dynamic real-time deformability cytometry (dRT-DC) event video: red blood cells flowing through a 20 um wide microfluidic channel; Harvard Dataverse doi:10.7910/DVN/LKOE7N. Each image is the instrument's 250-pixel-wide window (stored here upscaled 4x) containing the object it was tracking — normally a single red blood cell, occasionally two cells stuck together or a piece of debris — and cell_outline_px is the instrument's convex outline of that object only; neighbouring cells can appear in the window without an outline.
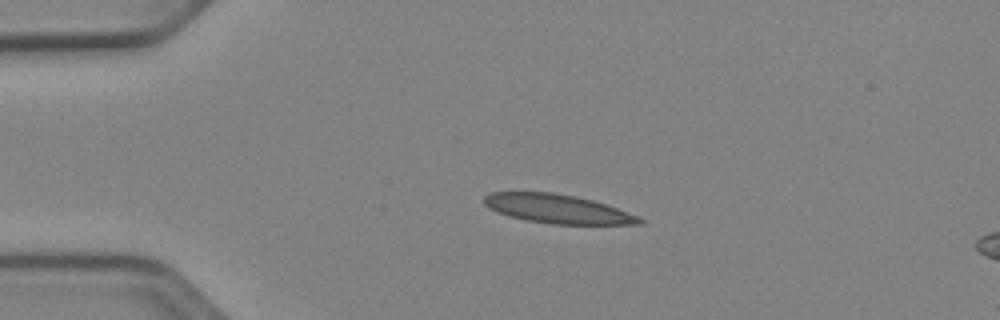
{"species": "Egyptian fruit bat (a non-hibernating species)", "species_latin": "Rousettus aegyptiacus", "temperature_condition": "cold", "stored_images_in_passage": 41, "camera_frame_rate_fps": 3000, "um_per_image_px": 0.085, "animal": {"sex": "female"}, "frame": {"image": 1, "passage_image": 1, "time_ms": 0.0, "image_size_px": [1000, 320], "cell_outline_px": [[644, 224], [552, 224], [528, 220], [508, 216], [496, 212], [488, 208], [484, 204], [484, 196], [492, 192], [552, 192], [576, 196], [592, 200], [616, 208], [636, 216], [644, 220]], "centroid_in_image_um": [47.33, 17.75], "position_along_channel_um": 37.7, "area_um2": 25.95}}
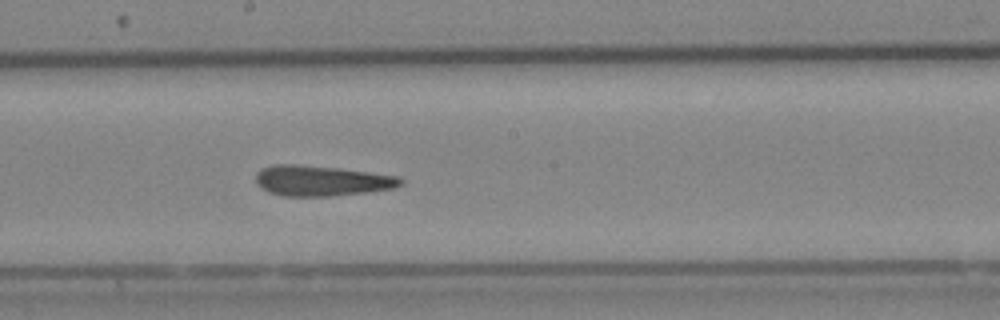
{"frame": {"image": 2, "passage_image": 18, "time_ms": 5.667, "image_size_px": [1000, 320], "cell_outline_px": [[404, 184], [396, 188], [332, 196], [284, 196], [268, 192], [256, 184], [256, 172], [260, 168], [272, 164], [296, 164], [336, 168], [368, 172], [396, 176], [404, 180]], "centroid_in_image_um": [27.29, 15.36], "position_along_channel_um": 220.9, "area_um2": 25.72}}
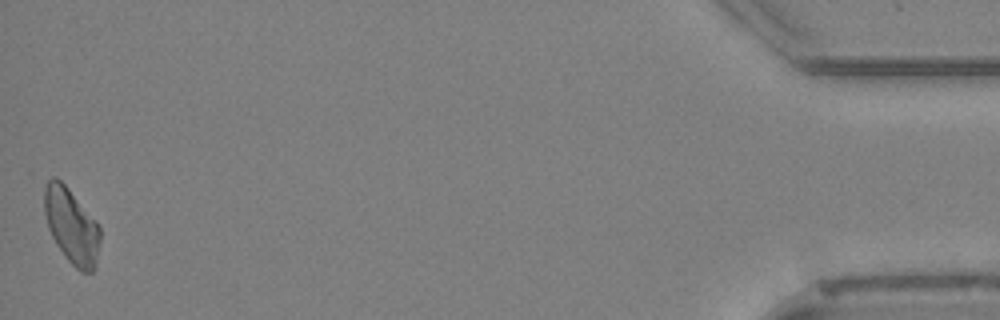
{"frame": {"image": 3, "passage_image": 41, "time_ms": 13.333, "image_size_px": [1000, 320], "cell_outline_px": [[100, 240], [96, 264], [92, 272], [80, 272], [64, 256], [56, 244], [48, 228], [44, 212], [44, 188], [48, 180], [52, 176], [56, 176], [68, 188], [96, 220], [100, 228]], "centroid_in_image_um": [6.07, 19.2], "position_along_channel_um": 429.1, "area_um2": 24.51}, "authors_computed_cell_mechanics": {"area_um2": 25.3742, "velocity_mm_per_s": 3.9015, "shape_relaxation_time_tau1_ms": null, "shape_relaxation_time_tau2_ms": 6.5348, "deformation_change_tau1": null, "deformation_change_tau2": 0.1948}}